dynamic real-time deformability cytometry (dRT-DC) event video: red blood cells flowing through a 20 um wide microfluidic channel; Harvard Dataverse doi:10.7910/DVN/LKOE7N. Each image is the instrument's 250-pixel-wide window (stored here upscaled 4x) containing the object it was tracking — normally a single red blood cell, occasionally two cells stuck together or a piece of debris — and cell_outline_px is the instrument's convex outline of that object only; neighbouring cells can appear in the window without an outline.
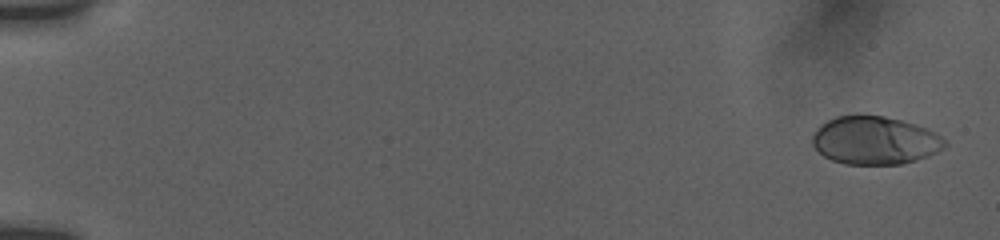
{"species": "human", "species_latin": "Homo sapiens", "temperature_condition": "room temperature", "stored_images_in_passage": 3, "camera_frame_rate_fps": 3000, "um_per_image_px": 0.085, "donor": {"sex": "female"}, "frame": {"image": 1, "passage_image": 1, "time_ms": 0.0, "image_size_px": [1000, 240], "cell_outline_px": [[948, 144], [944, 148], [928, 156], [916, 160], [900, 164], [844, 164], [832, 160], [824, 156], [812, 144], [812, 132], [820, 124], [836, 116], [884, 116], [916, 124], [928, 128], [940, 136]], "centroid_in_image_um": [74.35, 11.94], "position_along_channel_um": 10.6, "area_um2": 37.05}}